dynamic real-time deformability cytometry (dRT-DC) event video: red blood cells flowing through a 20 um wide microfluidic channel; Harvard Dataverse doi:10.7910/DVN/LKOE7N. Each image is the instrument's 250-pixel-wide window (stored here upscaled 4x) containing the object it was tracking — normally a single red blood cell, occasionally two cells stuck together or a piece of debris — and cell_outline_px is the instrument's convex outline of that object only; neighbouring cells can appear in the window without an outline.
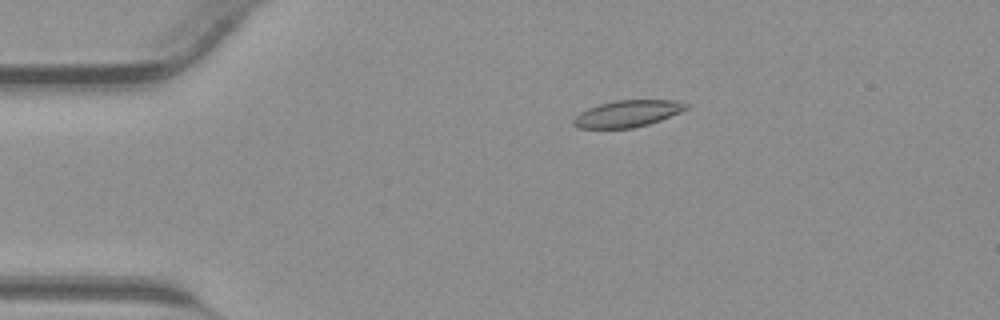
{"species": "common noctule bat (a hibernating species)", "species_latin": "Nyctalus noctula", "temperature_condition": "warm", "stored_images_in_passage": 40, "camera_frame_rate_fps": 3000, "um_per_image_px": 0.085, "animal": {"sex": "male", "body_mass_g": 23.1, "forearm_length_mm": 52.7}, "frame": {"image": 1, "passage_image": 5, "time_ms": 1.333, "image_size_px": [1000, 320], "cell_outline_px": [[688, 108], [680, 112], [660, 120], [648, 124], [632, 128], [580, 128], [572, 124], [572, 120], [580, 112], [588, 108], [600, 104], [616, 100], [672, 100], [688, 104]], "centroid_in_image_um": [53.32, 9.66], "position_along_channel_um": 31.7, "area_um2": 17.34}}
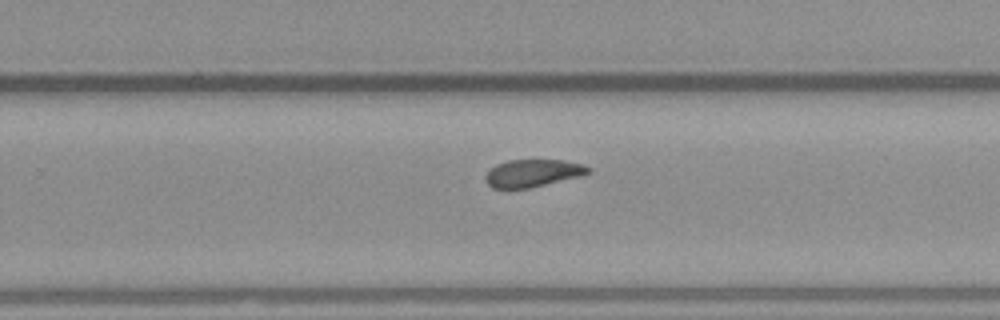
{"frame": {"image": 2, "passage_image": 24, "time_ms": 7.667, "image_size_px": [1000, 320], "cell_outline_px": [[592, 172], [580, 176], [528, 188], [492, 188], [484, 180], [484, 176], [496, 164], [508, 160], [564, 160], [584, 164], [592, 168]], "centroid_in_image_um": [45.31, 14.7], "position_along_channel_um": 284.5, "area_um2": 16.47}}
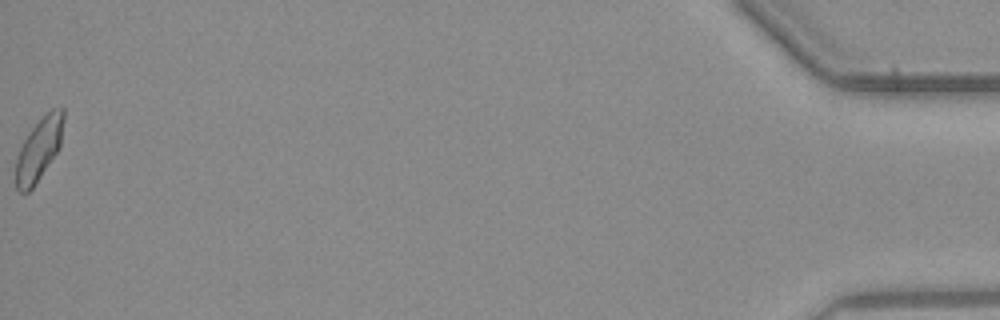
{"frame": {"image": 3, "passage_image": 40, "time_ms": 13.0, "image_size_px": [1000, 320], "cell_outline_px": [[64, 116], [60, 144], [56, 152], [32, 188], [28, 192], [20, 192], [16, 188], [16, 156], [24, 140], [32, 128], [52, 108], [64, 108]], "centroid_in_image_um": [3.29, 12.68], "position_along_channel_um": 431.9, "area_um2": 16.88}}